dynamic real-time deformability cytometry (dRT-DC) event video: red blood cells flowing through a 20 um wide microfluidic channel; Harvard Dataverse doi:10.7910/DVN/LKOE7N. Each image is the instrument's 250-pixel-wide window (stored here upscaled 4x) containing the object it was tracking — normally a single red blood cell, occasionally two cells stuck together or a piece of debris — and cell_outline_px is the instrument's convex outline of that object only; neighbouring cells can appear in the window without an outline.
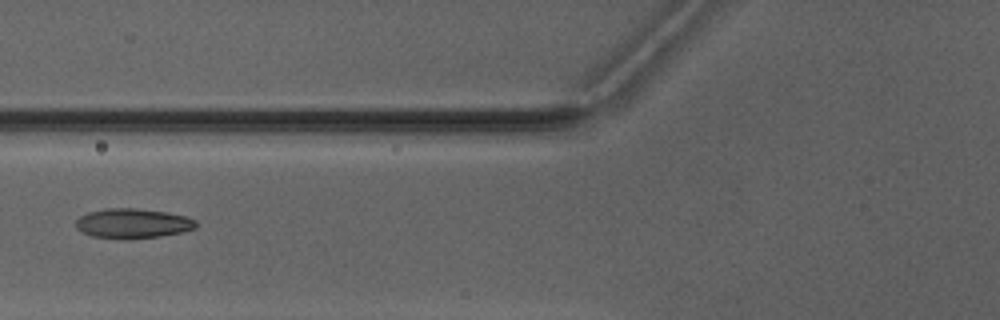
{"species": "Egyptian fruit bat (a non-hibernating species)", "species_latin": "Rousettus aegyptiacus", "temperature_condition": "warm", "stored_images_in_passage": 5, "camera_frame_rate_fps": 3000, "um_per_image_px": 0.085, "animal": {"sex": "male"}, "frame": {"image": 1, "passage_image": 4, "time_ms": 4.333, "image_size_px": [1000, 320], "cell_outline_px": [[196, 228], [180, 232], [160, 236], [92, 236], [76, 228], [76, 220], [80, 216], [88, 212], [104, 208], [136, 208], [168, 212], [188, 216], [196, 220]], "centroid_in_image_um": [11.32, 18.93], "position_along_channel_um": 114.5, "area_um2": 20.06}}
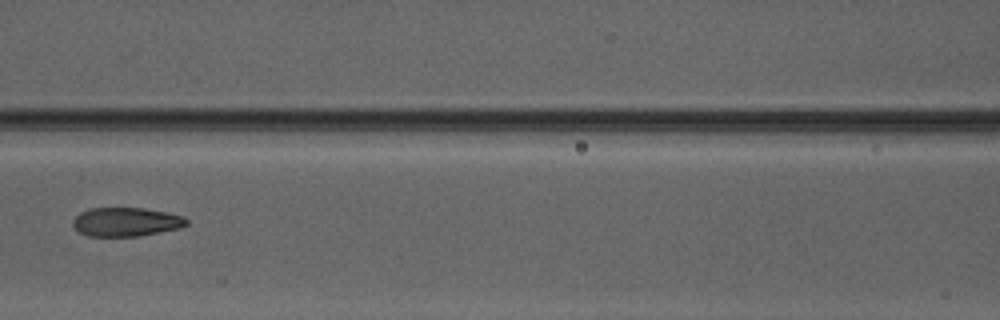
{"frame": {"image": 2, "passage_image": 5, "time_ms": 5.333, "image_size_px": [1000, 320], "cell_outline_px": [[188, 224], [180, 228], [140, 236], [88, 236], [80, 232], [72, 224], [72, 220], [80, 212], [88, 208], [144, 208], [168, 212], [184, 216], [188, 220]], "centroid_in_image_um": [10.73, 18.85], "position_along_channel_um": 155.9, "area_um2": 19.25}}